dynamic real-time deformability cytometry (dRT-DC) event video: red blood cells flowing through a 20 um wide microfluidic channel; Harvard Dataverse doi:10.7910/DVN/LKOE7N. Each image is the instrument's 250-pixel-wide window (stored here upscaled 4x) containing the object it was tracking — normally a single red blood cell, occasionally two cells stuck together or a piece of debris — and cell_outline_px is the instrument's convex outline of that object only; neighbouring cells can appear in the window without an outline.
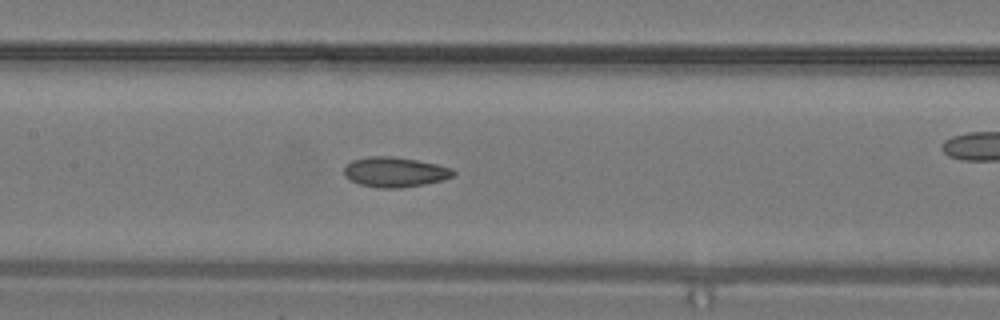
{"species": "common noctule bat (a hibernating species)", "species_latin": "Nyctalus noctula", "temperature_condition": "warm", "stored_images_in_passage": 12, "camera_frame_rate_fps": 3000, "um_per_image_px": 0.085, "animal": {"sex": "male", "body_mass_g": 19.2, "forearm_length_mm": 51.8}, "frame": {"image": 1, "passage_image": 7, "time_ms": 2.0, "image_size_px": [1000, 320], "cell_outline_px": [[456, 172], [452, 176], [444, 180], [424, 184], [400, 188], [380, 188], [360, 184], [344, 176], [344, 168], [352, 160], [368, 156], [392, 156], [416, 160], [436, 164], [452, 168]], "centroid_in_image_um": [33.57, 14.62], "position_along_channel_um": 173.8, "area_um2": 19.02}}
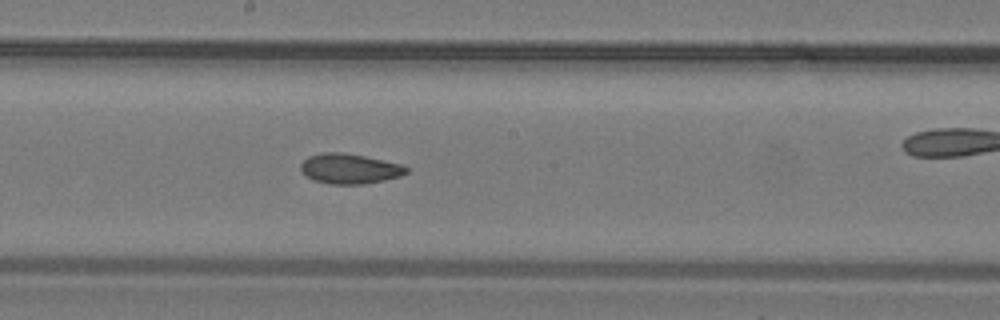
{"frame": {"image": 2, "passage_image": 9, "time_ms": 2.667, "image_size_px": [1000, 320], "cell_outline_px": [[408, 172], [400, 176], [384, 180], [364, 184], [332, 184], [312, 180], [304, 176], [300, 168], [300, 164], [308, 156], [320, 152], [344, 152], [384, 160], [400, 164], [408, 168]], "centroid_in_image_um": [29.67, 14.33], "position_along_channel_um": 218.5, "area_um2": 18.67}}